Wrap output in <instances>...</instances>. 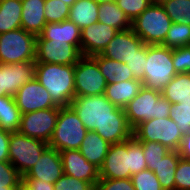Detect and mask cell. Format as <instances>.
Masks as SVG:
<instances>
[{"label":"cell","instance_id":"obj_43","mask_svg":"<svg viewBox=\"0 0 190 190\" xmlns=\"http://www.w3.org/2000/svg\"><path fill=\"white\" fill-rule=\"evenodd\" d=\"M97 190H135L131 178L107 179L100 178L96 185Z\"/></svg>","mask_w":190,"mask_h":190},{"label":"cell","instance_id":"obj_41","mask_svg":"<svg viewBox=\"0 0 190 190\" xmlns=\"http://www.w3.org/2000/svg\"><path fill=\"white\" fill-rule=\"evenodd\" d=\"M174 178L175 190H190V160H179Z\"/></svg>","mask_w":190,"mask_h":190},{"label":"cell","instance_id":"obj_14","mask_svg":"<svg viewBox=\"0 0 190 190\" xmlns=\"http://www.w3.org/2000/svg\"><path fill=\"white\" fill-rule=\"evenodd\" d=\"M35 61L0 64V97L12 96L35 77Z\"/></svg>","mask_w":190,"mask_h":190},{"label":"cell","instance_id":"obj_37","mask_svg":"<svg viewBox=\"0 0 190 190\" xmlns=\"http://www.w3.org/2000/svg\"><path fill=\"white\" fill-rule=\"evenodd\" d=\"M151 3L150 0H116L117 6L125 12L131 22L141 15Z\"/></svg>","mask_w":190,"mask_h":190},{"label":"cell","instance_id":"obj_4","mask_svg":"<svg viewBox=\"0 0 190 190\" xmlns=\"http://www.w3.org/2000/svg\"><path fill=\"white\" fill-rule=\"evenodd\" d=\"M123 109L129 126L134 129L141 122L170 117L171 103L161 92L142 86L139 93Z\"/></svg>","mask_w":190,"mask_h":190},{"label":"cell","instance_id":"obj_49","mask_svg":"<svg viewBox=\"0 0 190 190\" xmlns=\"http://www.w3.org/2000/svg\"><path fill=\"white\" fill-rule=\"evenodd\" d=\"M97 4L106 3V2H116V0H94Z\"/></svg>","mask_w":190,"mask_h":190},{"label":"cell","instance_id":"obj_23","mask_svg":"<svg viewBox=\"0 0 190 190\" xmlns=\"http://www.w3.org/2000/svg\"><path fill=\"white\" fill-rule=\"evenodd\" d=\"M142 86L143 83L136 79L107 84L104 95L115 106L124 108L139 93Z\"/></svg>","mask_w":190,"mask_h":190},{"label":"cell","instance_id":"obj_16","mask_svg":"<svg viewBox=\"0 0 190 190\" xmlns=\"http://www.w3.org/2000/svg\"><path fill=\"white\" fill-rule=\"evenodd\" d=\"M63 173L90 182L96 187L100 179L99 168L81 154L78 149L60 151Z\"/></svg>","mask_w":190,"mask_h":190},{"label":"cell","instance_id":"obj_32","mask_svg":"<svg viewBox=\"0 0 190 190\" xmlns=\"http://www.w3.org/2000/svg\"><path fill=\"white\" fill-rule=\"evenodd\" d=\"M190 40V25L172 22L162 45L170 48H181Z\"/></svg>","mask_w":190,"mask_h":190},{"label":"cell","instance_id":"obj_31","mask_svg":"<svg viewBox=\"0 0 190 190\" xmlns=\"http://www.w3.org/2000/svg\"><path fill=\"white\" fill-rule=\"evenodd\" d=\"M160 4L172 22L190 25V0H163Z\"/></svg>","mask_w":190,"mask_h":190},{"label":"cell","instance_id":"obj_47","mask_svg":"<svg viewBox=\"0 0 190 190\" xmlns=\"http://www.w3.org/2000/svg\"><path fill=\"white\" fill-rule=\"evenodd\" d=\"M14 190H32V189L24 180H22Z\"/></svg>","mask_w":190,"mask_h":190},{"label":"cell","instance_id":"obj_6","mask_svg":"<svg viewBox=\"0 0 190 190\" xmlns=\"http://www.w3.org/2000/svg\"><path fill=\"white\" fill-rule=\"evenodd\" d=\"M88 130L71 106L59 107V114L49 147L56 150L79 149Z\"/></svg>","mask_w":190,"mask_h":190},{"label":"cell","instance_id":"obj_18","mask_svg":"<svg viewBox=\"0 0 190 190\" xmlns=\"http://www.w3.org/2000/svg\"><path fill=\"white\" fill-rule=\"evenodd\" d=\"M144 44L132 28H129L118 31L100 55L126 63Z\"/></svg>","mask_w":190,"mask_h":190},{"label":"cell","instance_id":"obj_34","mask_svg":"<svg viewBox=\"0 0 190 190\" xmlns=\"http://www.w3.org/2000/svg\"><path fill=\"white\" fill-rule=\"evenodd\" d=\"M70 6L61 0H45L44 15L47 23H59L68 20Z\"/></svg>","mask_w":190,"mask_h":190},{"label":"cell","instance_id":"obj_51","mask_svg":"<svg viewBox=\"0 0 190 190\" xmlns=\"http://www.w3.org/2000/svg\"><path fill=\"white\" fill-rule=\"evenodd\" d=\"M16 187H3L0 190H14Z\"/></svg>","mask_w":190,"mask_h":190},{"label":"cell","instance_id":"obj_12","mask_svg":"<svg viewBox=\"0 0 190 190\" xmlns=\"http://www.w3.org/2000/svg\"><path fill=\"white\" fill-rule=\"evenodd\" d=\"M59 107L21 114L18 132L49 143L56 126Z\"/></svg>","mask_w":190,"mask_h":190},{"label":"cell","instance_id":"obj_45","mask_svg":"<svg viewBox=\"0 0 190 190\" xmlns=\"http://www.w3.org/2000/svg\"><path fill=\"white\" fill-rule=\"evenodd\" d=\"M32 190H54V184L39 179H23Z\"/></svg>","mask_w":190,"mask_h":190},{"label":"cell","instance_id":"obj_19","mask_svg":"<svg viewBox=\"0 0 190 190\" xmlns=\"http://www.w3.org/2000/svg\"><path fill=\"white\" fill-rule=\"evenodd\" d=\"M63 174L60 152L48 147L23 179H39L54 184Z\"/></svg>","mask_w":190,"mask_h":190},{"label":"cell","instance_id":"obj_26","mask_svg":"<svg viewBox=\"0 0 190 190\" xmlns=\"http://www.w3.org/2000/svg\"><path fill=\"white\" fill-rule=\"evenodd\" d=\"M181 159L178 151L168 152L153 171L163 190H175V172Z\"/></svg>","mask_w":190,"mask_h":190},{"label":"cell","instance_id":"obj_35","mask_svg":"<svg viewBox=\"0 0 190 190\" xmlns=\"http://www.w3.org/2000/svg\"><path fill=\"white\" fill-rule=\"evenodd\" d=\"M135 190H163L153 171L146 169L131 176Z\"/></svg>","mask_w":190,"mask_h":190},{"label":"cell","instance_id":"obj_20","mask_svg":"<svg viewBox=\"0 0 190 190\" xmlns=\"http://www.w3.org/2000/svg\"><path fill=\"white\" fill-rule=\"evenodd\" d=\"M36 40H59L73 44L80 51L81 30L70 20L46 23Z\"/></svg>","mask_w":190,"mask_h":190},{"label":"cell","instance_id":"obj_11","mask_svg":"<svg viewBox=\"0 0 190 190\" xmlns=\"http://www.w3.org/2000/svg\"><path fill=\"white\" fill-rule=\"evenodd\" d=\"M74 83L75 96L103 95L107 86L97 61L84 55L75 64Z\"/></svg>","mask_w":190,"mask_h":190},{"label":"cell","instance_id":"obj_52","mask_svg":"<svg viewBox=\"0 0 190 190\" xmlns=\"http://www.w3.org/2000/svg\"><path fill=\"white\" fill-rule=\"evenodd\" d=\"M152 3H161L163 0H150Z\"/></svg>","mask_w":190,"mask_h":190},{"label":"cell","instance_id":"obj_53","mask_svg":"<svg viewBox=\"0 0 190 190\" xmlns=\"http://www.w3.org/2000/svg\"><path fill=\"white\" fill-rule=\"evenodd\" d=\"M186 47H188V49L190 50V40H189V42L187 43Z\"/></svg>","mask_w":190,"mask_h":190},{"label":"cell","instance_id":"obj_25","mask_svg":"<svg viewBox=\"0 0 190 190\" xmlns=\"http://www.w3.org/2000/svg\"><path fill=\"white\" fill-rule=\"evenodd\" d=\"M98 5L94 0H76L70 7L68 20L82 30L98 22Z\"/></svg>","mask_w":190,"mask_h":190},{"label":"cell","instance_id":"obj_13","mask_svg":"<svg viewBox=\"0 0 190 190\" xmlns=\"http://www.w3.org/2000/svg\"><path fill=\"white\" fill-rule=\"evenodd\" d=\"M81 56V52L73 44L65 41L36 40L35 62L72 65Z\"/></svg>","mask_w":190,"mask_h":190},{"label":"cell","instance_id":"obj_24","mask_svg":"<svg viewBox=\"0 0 190 190\" xmlns=\"http://www.w3.org/2000/svg\"><path fill=\"white\" fill-rule=\"evenodd\" d=\"M98 63L107 84L135 79L126 63L112 60L100 54L92 56Z\"/></svg>","mask_w":190,"mask_h":190},{"label":"cell","instance_id":"obj_50","mask_svg":"<svg viewBox=\"0 0 190 190\" xmlns=\"http://www.w3.org/2000/svg\"><path fill=\"white\" fill-rule=\"evenodd\" d=\"M182 105L190 106V97L188 99L181 100Z\"/></svg>","mask_w":190,"mask_h":190},{"label":"cell","instance_id":"obj_15","mask_svg":"<svg viewBox=\"0 0 190 190\" xmlns=\"http://www.w3.org/2000/svg\"><path fill=\"white\" fill-rule=\"evenodd\" d=\"M14 99L21 114L60 107L54 103L49 92L35 77L18 89Z\"/></svg>","mask_w":190,"mask_h":190},{"label":"cell","instance_id":"obj_29","mask_svg":"<svg viewBox=\"0 0 190 190\" xmlns=\"http://www.w3.org/2000/svg\"><path fill=\"white\" fill-rule=\"evenodd\" d=\"M21 112L17 107L14 97H0V128L10 133L18 132L20 127Z\"/></svg>","mask_w":190,"mask_h":190},{"label":"cell","instance_id":"obj_36","mask_svg":"<svg viewBox=\"0 0 190 190\" xmlns=\"http://www.w3.org/2000/svg\"><path fill=\"white\" fill-rule=\"evenodd\" d=\"M170 118L176 122L183 135L190 133V106L171 104Z\"/></svg>","mask_w":190,"mask_h":190},{"label":"cell","instance_id":"obj_17","mask_svg":"<svg viewBox=\"0 0 190 190\" xmlns=\"http://www.w3.org/2000/svg\"><path fill=\"white\" fill-rule=\"evenodd\" d=\"M118 30L100 22L81 30L80 52L84 56L101 54Z\"/></svg>","mask_w":190,"mask_h":190},{"label":"cell","instance_id":"obj_30","mask_svg":"<svg viewBox=\"0 0 190 190\" xmlns=\"http://www.w3.org/2000/svg\"><path fill=\"white\" fill-rule=\"evenodd\" d=\"M162 96L171 104L190 97V73H179L164 87Z\"/></svg>","mask_w":190,"mask_h":190},{"label":"cell","instance_id":"obj_27","mask_svg":"<svg viewBox=\"0 0 190 190\" xmlns=\"http://www.w3.org/2000/svg\"><path fill=\"white\" fill-rule=\"evenodd\" d=\"M98 22L107 24L118 31L127 30L132 27L125 12L120 9L116 2H106L98 5Z\"/></svg>","mask_w":190,"mask_h":190},{"label":"cell","instance_id":"obj_3","mask_svg":"<svg viewBox=\"0 0 190 190\" xmlns=\"http://www.w3.org/2000/svg\"><path fill=\"white\" fill-rule=\"evenodd\" d=\"M75 64L36 62L35 78L49 92L57 106H70L75 97Z\"/></svg>","mask_w":190,"mask_h":190},{"label":"cell","instance_id":"obj_46","mask_svg":"<svg viewBox=\"0 0 190 190\" xmlns=\"http://www.w3.org/2000/svg\"><path fill=\"white\" fill-rule=\"evenodd\" d=\"M178 153L182 159L190 160V133L183 135Z\"/></svg>","mask_w":190,"mask_h":190},{"label":"cell","instance_id":"obj_8","mask_svg":"<svg viewBox=\"0 0 190 190\" xmlns=\"http://www.w3.org/2000/svg\"><path fill=\"white\" fill-rule=\"evenodd\" d=\"M36 38L23 28L0 34V64L35 61Z\"/></svg>","mask_w":190,"mask_h":190},{"label":"cell","instance_id":"obj_9","mask_svg":"<svg viewBox=\"0 0 190 190\" xmlns=\"http://www.w3.org/2000/svg\"><path fill=\"white\" fill-rule=\"evenodd\" d=\"M133 136L138 141L161 143L171 151H178L183 138L176 122L170 117L154 118L141 122L133 129Z\"/></svg>","mask_w":190,"mask_h":190},{"label":"cell","instance_id":"obj_21","mask_svg":"<svg viewBox=\"0 0 190 190\" xmlns=\"http://www.w3.org/2000/svg\"><path fill=\"white\" fill-rule=\"evenodd\" d=\"M45 0H22L21 28L39 36L46 25Z\"/></svg>","mask_w":190,"mask_h":190},{"label":"cell","instance_id":"obj_1","mask_svg":"<svg viewBox=\"0 0 190 190\" xmlns=\"http://www.w3.org/2000/svg\"><path fill=\"white\" fill-rule=\"evenodd\" d=\"M70 106L88 131L97 132L110 144L127 141L133 136L124 109L112 104L104 94L75 96Z\"/></svg>","mask_w":190,"mask_h":190},{"label":"cell","instance_id":"obj_10","mask_svg":"<svg viewBox=\"0 0 190 190\" xmlns=\"http://www.w3.org/2000/svg\"><path fill=\"white\" fill-rule=\"evenodd\" d=\"M48 147L43 140L13 132L9 140V162L23 177Z\"/></svg>","mask_w":190,"mask_h":190},{"label":"cell","instance_id":"obj_39","mask_svg":"<svg viewBox=\"0 0 190 190\" xmlns=\"http://www.w3.org/2000/svg\"><path fill=\"white\" fill-rule=\"evenodd\" d=\"M23 177L9 161L0 162V188L17 187Z\"/></svg>","mask_w":190,"mask_h":190},{"label":"cell","instance_id":"obj_22","mask_svg":"<svg viewBox=\"0 0 190 190\" xmlns=\"http://www.w3.org/2000/svg\"><path fill=\"white\" fill-rule=\"evenodd\" d=\"M110 145L111 144L104 140L97 132L88 131L78 150L88 162L100 168L108 153Z\"/></svg>","mask_w":190,"mask_h":190},{"label":"cell","instance_id":"obj_48","mask_svg":"<svg viewBox=\"0 0 190 190\" xmlns=\"http://www.w3.org/2000/svg\"><path fill=\"white\" fill-rule=\"evenodd\" d=\"M61 1H63L64 3H66L70 7L76 2V0H61Z\"/></svg>","mask_w":190,"mask_h":190},{"label":"cell","instance_id":"obj_44","mask_svg":"<svg viewBox=\"0 0 190 190\" xmlns=\"http://www.w3.org/2000/svg\"><path fill=\"white\" fill-rule=\"evenodd\" d=\"M11 133L0 128V162L9 161V140Z\"/></svg>","mask_w":190,"mask_h":190},{"label":"cell","instance_id":"obj_38","mask_svg":"<svg viewBox=\"0 0 190 190\" xmlns=\"http://www.w3.org/2000/svg\"><path fill=\"white\" fill-rule=\"evenodd\" d=\"M147 58V44H144L136 54L129 58L126 65L132 71L133 76L136 80L143 82L145 64Z\"/></svg>","mask_w":190,"mask_h":190},{"label":"cell","instance_id":"obj_33","mask_svg":"<svg viewBox=\"0 0 190 190\" xmlns=\"http://www.w3.org/2000/svg\"><path fill=\"white\" fill-rule=\"evenodd\" d=\"M143 148L144 158L146 160L147 169L154 171L155 166L161 159L171 150L161 143L154 141H139Z\"/></svg>","mask_w":190,"mask_h":190},{"label":"cell","instance_id":"obj_40","mask_svg":"<svg viewBox=\"0 0 190 190\" xmlns=\"http://www.w3.org/2000/svg\"><path fill=\"white\" fill-rule=\"evenodd\" d=\"M94 186L90 182L76 179L63 174L55 183L54 190H92Z\"/></svg>","mask_w":190,"mask_h":190},{"label":"cell","instance_id":"obj_42","mask_svg":"<svg viewBox=\"0 0 190 190\" xmlns=\"http://www.w3.org/2000/svg\"><path fill=\"white\" fill-rule=\"evenodd\" d=\"M172 61L177 74L190 73V50L188 47L172 49Z\"/></svg>","mask_w":190,"mask_h":190},{"label":"cell","instance_id":"obj_28","mask_svg":"<svg viewBox=\"0 0 190 190\" xmlns=\"http://www.w3.org/2000/svg\"><path fill=\"white\" fill-rule=\"evenodd\" d=\"M22 0H0V34L21 28Z\"/></svg>","mask_w":190,"mask_h":190},{"label":"cell","instance_id":"obj_2","mask_svg":"<svg viewBox=\"0 0 190 190\" xmlns=\"http://www.w3.org/2000/svg\"><path fill=\"white\" fill-rule=\"evenodd\" d=\"M147 169L141 143L132 136L129 140L111 144L102 166L100 178H131Z\"/></svg>","mask_w":190,"mask_h":190},{"label":"cell","instance_id":"obj_5","mask_svg":"<svg viewBox=\"0 0 190 190\" xmlns=\"http://www.w3.org/2000/svg\"><path fill=\"white\" fill-rule=\"evenodd\" d=\"M176 74L172 49L162 44L147 45L143 86L162 92Z\"/></svg>","mask_w":190,"mask_h":190},{"label":"cell","instance_id":"obj_7","mask_svg":"<svg viewBox=\"0 0 190 190\" xmlns=\"http://www.w3.org/2000/svg\"><path fill=\"white\" fill-rule=\"evenodd\" d=\"M172 20L160 3L150 6L132 21V30L147 45L163 44Z\"/></svg>","mask_w":190,"mask_h":190}]
</instances>
